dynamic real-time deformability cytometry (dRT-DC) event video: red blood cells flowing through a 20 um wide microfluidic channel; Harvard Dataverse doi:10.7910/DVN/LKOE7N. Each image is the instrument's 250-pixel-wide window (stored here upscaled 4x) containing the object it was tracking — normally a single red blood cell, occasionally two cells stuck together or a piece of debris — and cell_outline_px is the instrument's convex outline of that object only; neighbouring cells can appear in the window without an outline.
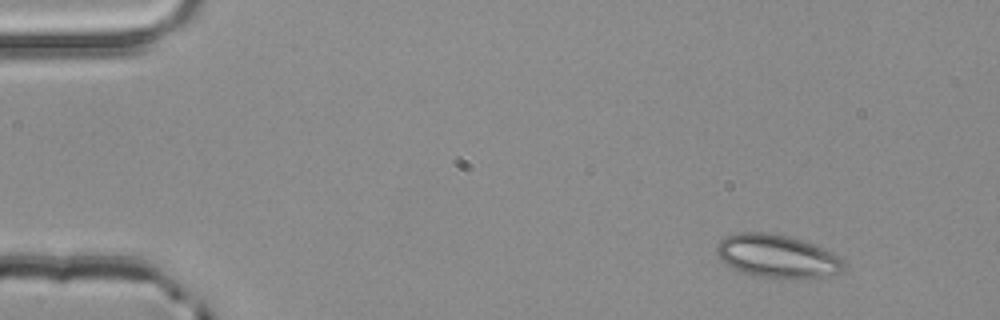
{"species": "common noctule bat (a hibernating species)", "species_latin": "Nyctalus noctula", "temperature_condition": "room temperature", "stored_images_in_passage": 4, "segment_of_instrument_passage": [1, 2], "camera_frame_rate_fps": 3000, "um_per_image_px": 0.085, "animal": {"sex": "male", "body_mass_g": 20.4}, "frame": {"image": 1, "passage_image": 1, "time_ms": 0.0, "image_size_px": [1000, 320], "cell_outline_px": [[844, 268], [840, 272], [824, 280], [792, 280], [760, 276], [740, 272], [724, 264], [720, 260], [716, 252], [716, 244], [724, 236], [740, 232], [764, 232], [788, 236], [824, 248], [840, 256], [844, 260]], "centroid_in_image_um": [66.1, 21.83], "position_along_channel_um": 18.9, "area_um2": 33.0}}